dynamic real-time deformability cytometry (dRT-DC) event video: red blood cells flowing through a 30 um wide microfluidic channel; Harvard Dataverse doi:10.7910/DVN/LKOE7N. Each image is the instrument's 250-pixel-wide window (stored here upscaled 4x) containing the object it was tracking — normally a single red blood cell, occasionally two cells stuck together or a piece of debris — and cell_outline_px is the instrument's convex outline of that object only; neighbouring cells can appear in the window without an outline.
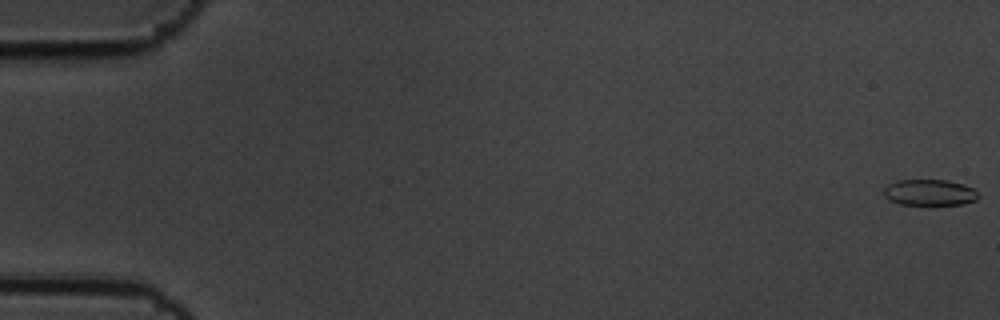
{"species": "common noctule bat (a hibernating species)", "species_latin": "Nyctalus noctula", "temperature_condition": "cold", "stored_images_in_passage": 60, "camera_frame_rate_fps": 3000, "um_per_image_px": 0.085, "animal": {"sex": "male", "body_mass_g": 19.5, "forearm_length_mm": 54.6}, "frame": {"image": 1, "passage_image": 1, "time_ms": 0.0, "image_size_px": [1000, 320], "cell_outline_px": [[980, 196], [976, 200], [964, 204], [900, 204], [888, 200], [884, 196], [884, 188], [888, 184], [896, 180], [948, 180], [964, 184], [972, 188]], "centroid_in_image_um": [79.0, 16.35], "position_along_channel_um": 6.0, "area_um2": 14.39}}
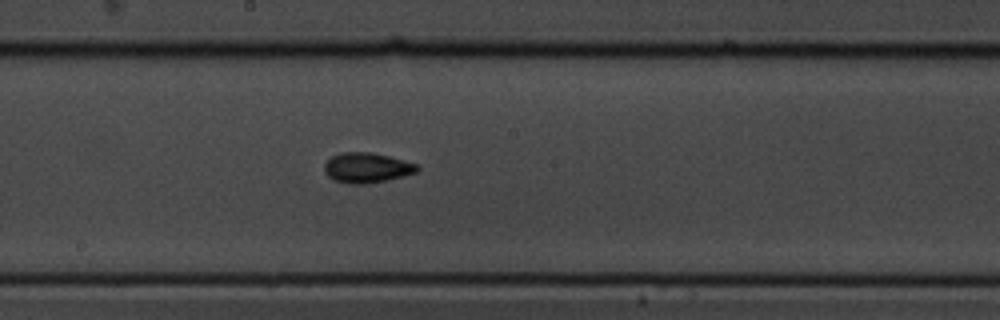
{"frame": {"image": 2, "passage_image": 33, "time_ms": 10.667, "image_size_px": [1000, 320], "cell_outline_px": [[420, 168], [416, 172], [404, 176], [364, 184], [348, 184], [336, 180], [328, 176], [324, 172], [324, 164], [332, 156], [340, 152], [368, 152], [388, 156], [416, 164]], "centroid_in_image_um": [31.15, 14.25], "position_along_channel_um": 217.1, "area_um2": 16.07}}
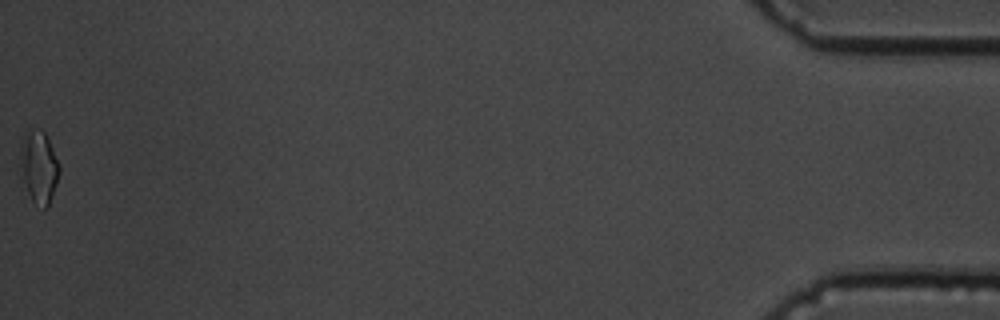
{"frame": {"image": 3, "passage_image": 60, "time_ms": 19.667, "image_size_px": [1000, 320], "cell_outline_px": [[60, 172], [48, 208], [44, 208], [32, 200], [28, 192], [24, 180], [20, 152], [24, 136], [32, 128], [40, 128], [44, 132], [52, 148], [60, 168]], "centroid_in_image_um": [3.33, 14.18], "position_along_channel_um": 431.9, "area_um2": 15.84}, "authors_computed_cell_mechanics": {"area_um2": 15.0858, "velocity_mm_per_s": 3.4363, "shape_relaxation_time_tau1_ms": 5.7193, "shape_relaxation_time_tau2_ms": 2.9252, "deformation_change_tau1": 0.1213, "deformation_change_tau2": 0.0775}}